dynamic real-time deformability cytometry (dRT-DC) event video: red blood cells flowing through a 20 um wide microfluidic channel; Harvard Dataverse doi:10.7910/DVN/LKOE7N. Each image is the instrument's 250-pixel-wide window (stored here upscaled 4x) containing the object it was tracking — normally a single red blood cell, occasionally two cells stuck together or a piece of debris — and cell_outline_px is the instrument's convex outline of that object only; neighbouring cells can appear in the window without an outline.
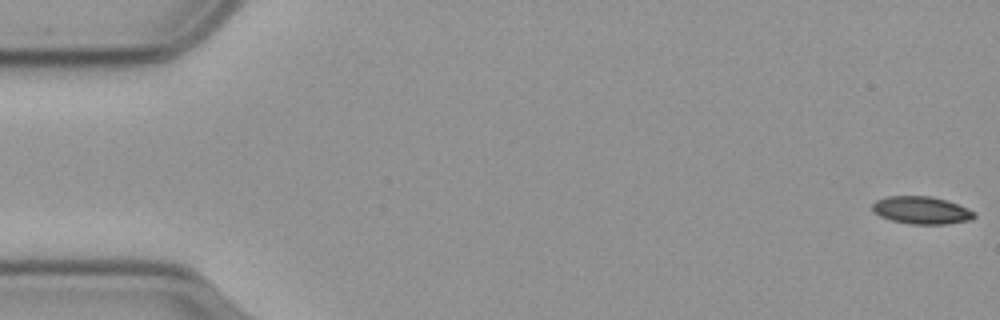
{"species": "common noctule bat (a hibernating species)", "species_latin": "Nyctalus noctula", "temperature_condition": "cold", "stored_images_in_passage": 57, "camera_frame_rate_fps": 3000, "um_per_image_px": 0.085, "animal": {"sex": "male", "body_mass_g": 23.1, "forearm_length_mm": 52.7}, "frame": {"image": 1, "passage_image": 1, "time_ms": 0.0, "image_size_px": [1000, 320], "cell_outline_px": [[976, 216], [972, 220], [948, 224], [912, 224], [892, 220], [880, 216], [872, 212], [872, 204], [876, 200], [888, 196], [928, 196], [944, 200], [968, 208], [976, 212]], "centroid_in_image_um": [78.33, 17.88], "position_along_channel_um": 6.7, "area_um2": 16.36}}
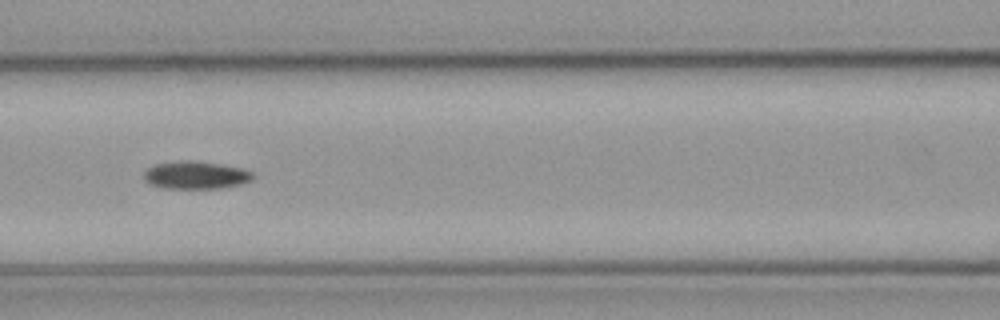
{"frame": {"image": 2, "passage_image": 25, "time_ms": 8.0, "image_size_px": [1000, 320], "cell_outline_px": [[252, 180], [240, 184], [224, 188], [164, 188], [148, 184], [144, 180], [144, 172], [148, 168], [156, 164], [188, 160], [196, 160], [244, 168], [252, 172]], "centroid_in_image_um": [16.64, 14.88], "position_along_channel_um": 150.0, "area_um2": 17.63}}
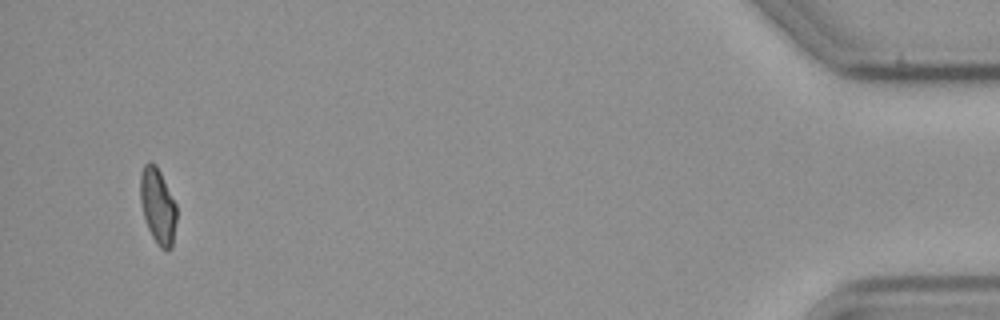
{"frame": {"image": 3, "passage_image": 55, "time_ms": 18.0, "image_size_px": [1000, 320], "cell_outline_px": [[176, 220], [172, 248], [168, 252], [160, 248], [156, 244], [148, 228], [144, 216], [140, 200], [140, 172], [144, 164], [148, 160], [156, 164], [176, 204]], "centroid_in_image_um": [13.4, 17.51], "position_along_channel_um": 421.8, "area_um2": 16.13}, "authors_computed_cell_mechanics": {"area_um2": 16.9354, "velocity_mm_per_s": 3.5928, "shape_relaxation_time_tau1_ms": 5.7171, "shape_relaxation_time_tau2_ms": null, "deformation_change_tau1": 0.1295, "deformation_change_tau2": null}}